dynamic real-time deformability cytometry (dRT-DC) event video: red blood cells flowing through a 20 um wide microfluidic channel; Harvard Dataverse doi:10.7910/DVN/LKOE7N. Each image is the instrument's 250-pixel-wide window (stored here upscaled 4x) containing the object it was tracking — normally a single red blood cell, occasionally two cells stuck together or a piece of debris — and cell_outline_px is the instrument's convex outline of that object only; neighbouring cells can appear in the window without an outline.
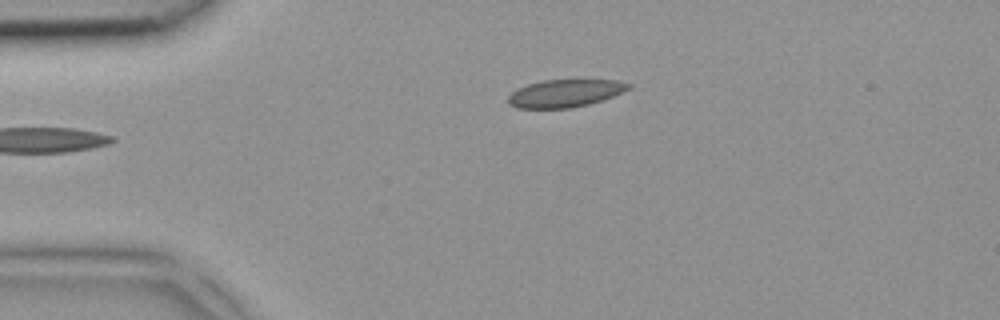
{"species": "common noctule bat (a hibernating species)", "species_latin": "Nyctalus noctula", "temperature_condition": "room temperature", "stored_images_in_passage": 3, "camera_frame_rate_fps": 3000, "um_per_image_px": 0.085, "animal": {"sex": "female", "body_mass_g": 18.4}, "frame": {"image": 1, "passage_image": 3, "time_ms": 0.667, "image_size_px": [1000, 320], "cell_outline_px": [[632, 88], [612, 96], [588, 104], [568, 108], [516, 108], [508, 104], [508, 96], [516, 88], [528, 84], [544, 80], [620, 80], [632, 84]], "centroid_in_image_um": [48.02, 7.92], "position_along_channel_um": 37.0, "area_um2": 19.36}}